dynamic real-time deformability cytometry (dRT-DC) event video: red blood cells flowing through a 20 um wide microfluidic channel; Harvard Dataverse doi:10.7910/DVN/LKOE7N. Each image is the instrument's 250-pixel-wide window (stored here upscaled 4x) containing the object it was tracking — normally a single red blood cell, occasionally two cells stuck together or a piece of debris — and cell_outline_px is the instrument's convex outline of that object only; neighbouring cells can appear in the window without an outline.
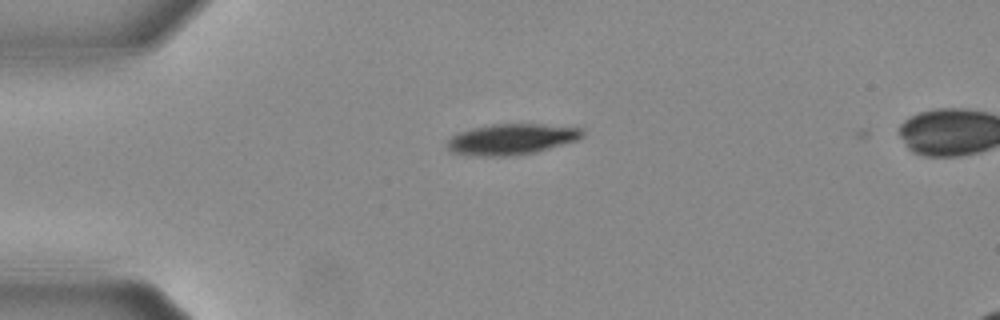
{"species": "Egyptian fruit bat (a non-hibernating species)", "species_latin": "Rousettus aegyptiacus", "temperature_condition": "warm", "stored_images_in_passage": 43, "camera_frame_rate_fps": 3000, "um_per_image_px": 0.085, "animal": {"sex": "female"}, "frame": {"image": 1, "passage_image": 1, "time_ms": 0.0, "image_size_px": [1000, 320], "cell_outline_px": [[584, 136], [576, 140], [536, 152], [508, 156], [480, 156], [452, 152], [448, 148], [448, 140], [452, 136], [460, 132], [492, 124], [536, 124], [584, 128]], "centroid_in_image_um": [43.51, 11.83], "position_along_channel_um": 41.5, "area_um2": 23.93}}
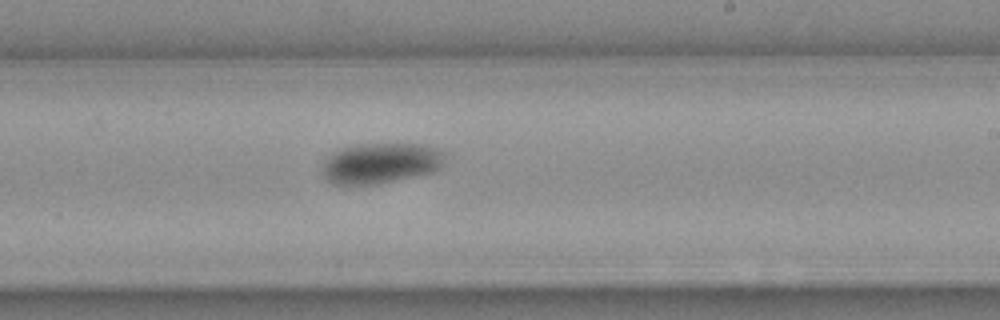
{"frame": {"image": 2, "passage_image": 21, "time_ms": 6.667, "image_size_px": [1000, 320], "cell_outline_px": [[448, 156], [440, 168], [432, 172], [376, 184], [340, 188], [328, 180], [324, 176], [324, 164], [328, 156], [344, 148], [356, 144], [424, 144], [448, 152]], "centroid_in_image_um": [32.4, 13.89], "position_along_channel_um": 256.6, "area_um2": 29.42}}
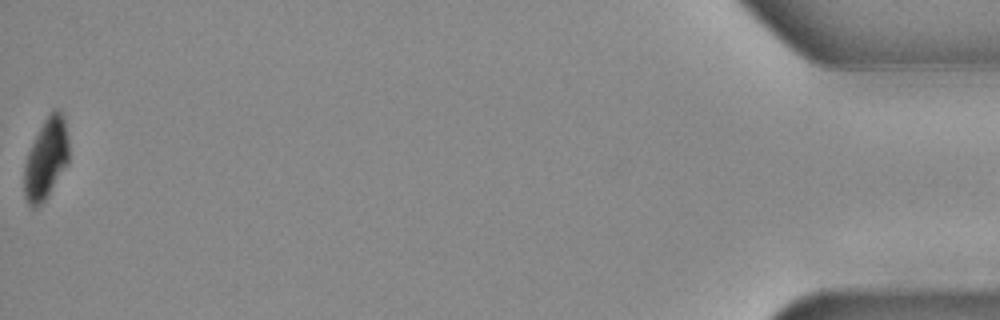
{"frame": {"image": 3, "passage_image": 43, "time_ms": 14.0, "image_size_px": [1000, 320], "cell_outline_px": [[68, 164], [44, 200], [36, 208], [32, 208], [28, 204], [24, 196], [24, 164], [28, 152], [44, 120], [52, 108], [60, 108], [64, 116], [68, 140]], "centroid_in_image_um": [3.92, 13.47], "position_along_channel_um": 431.3, "area_um2": 21.04}, "authors_computed_cell_mechanics": {"area_um2": 27.3972, "velocity_mm_per_s": 3.6834, "shape_relaxation_time_tau1_ms": 2.4293, "shape_relaxation_time_tau2_ms": null, "deformation_change_tau1": 0.1196, "deformation_change_tau2": null}}